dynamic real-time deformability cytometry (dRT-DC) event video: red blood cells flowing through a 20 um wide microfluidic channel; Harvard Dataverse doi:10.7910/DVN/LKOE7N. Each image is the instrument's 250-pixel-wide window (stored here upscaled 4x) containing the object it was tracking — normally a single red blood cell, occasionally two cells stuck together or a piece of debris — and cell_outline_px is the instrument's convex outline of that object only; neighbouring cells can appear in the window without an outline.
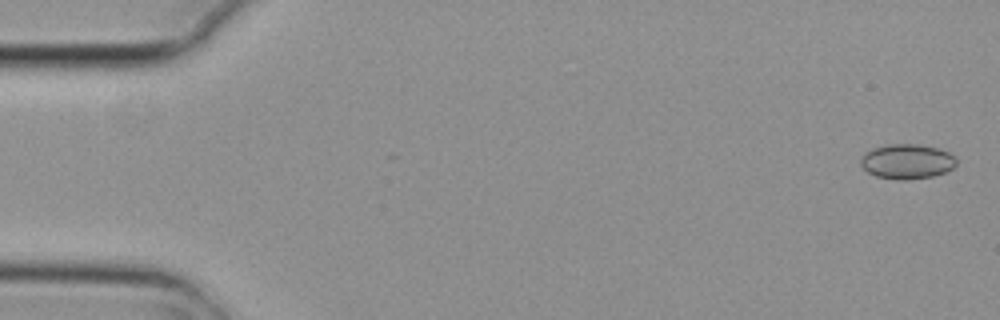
{"species": "common noctule bat (a hibernating species)", "species_latin": "Nyctalus noctula", "temperature_condition": "cold", "stored_images_in_passage": 6, "camera_frame_rate_fps": 3000, "um_per_image_px": 0.085, "animal": {"sex": "female", "body_mass_g": 29.2, "forearm_length_mm": 56.3}, "frame": {"image": 1, "passage_image": 1, "time_ms": 0.0, "image_size_px": [1000, 320], "cell_outline_px": [[956, 164], [952, 168], [944, 172], [932, 176], [908, 180], [896, 180], [876, 176], [868, 172], [860, 164], [860, 160], [872, 148], [888, 144], [920, 144], [936, 148], [948, 152], [956, 156]], "centroid_in_image_um": [77.11, 13.73], "position_along_channel_um": 7.9, "area_um2": 19.36}}
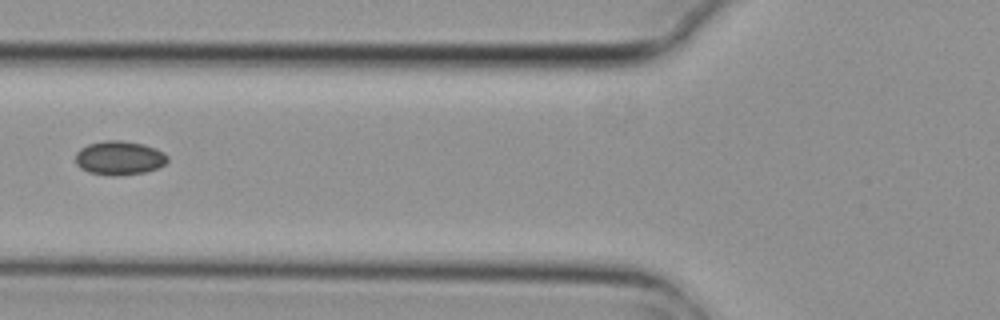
{"frame": {"image": 2, "passage_image": 6, "time_ms": 1.667, "image_size_px": [1000, 320], "cell_outline_px": [[168, 160], [160, 168], [144, 172], [116, 176], [112, 176], [88, 172], [80, 168], [76, 164], [76, 152], [80, 148], [88, 144], [104, 140], [120, 140], [144, 144], [156, 148], [164, 152], [168, 156]], "centroid_in_image_um": [10.15, 13.42], "position_along_channel_um": 115.7, "area_um2": 18.44}}